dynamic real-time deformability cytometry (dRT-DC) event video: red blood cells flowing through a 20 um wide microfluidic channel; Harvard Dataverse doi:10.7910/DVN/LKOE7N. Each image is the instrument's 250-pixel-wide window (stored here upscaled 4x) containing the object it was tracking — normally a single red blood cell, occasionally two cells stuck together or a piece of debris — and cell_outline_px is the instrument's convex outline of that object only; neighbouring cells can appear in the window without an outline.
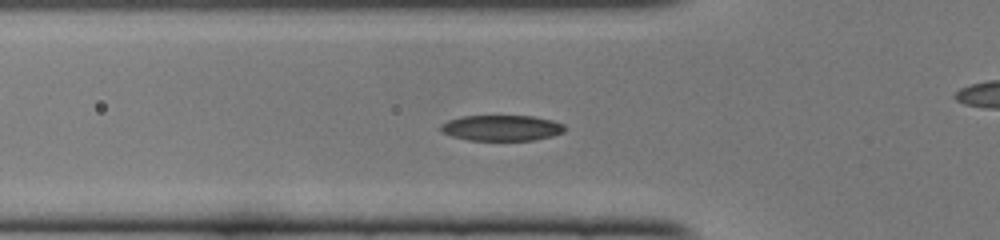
{"species": "common noctule bat (a hibernating species)", "species_latin": "Nyctalus noctula", "temperature_condition": "cold", "stored_images_in_passage": 49, "camera_frame_rate_fps": 3000, "um_per_image_px": 0.085, "animal": {"sex": "female", "body_mass_g": 22.0, "forearm_length_mm": 56.7}, "frame": {"image": 1, "passage_image": 16, "time_ms": 5.0, "image_size_px": [1000, 240], "cell_outline_px": [[564, 132], [552, 136], [532, 140], [468, 140], [452, 136], [440, 132], [440, 124], [448, 120], [460, 116], [532, 116], [552, 120], [564, 124]], "centroid_in_image_um": [42.6, 10.87], "position_along_channel_um": 83.2, "area_um2": 18.61}}
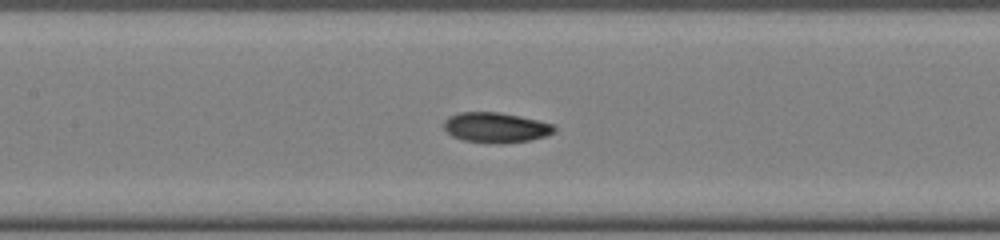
{"frame": {"image": 2, "passage_image": 22, "time_ms": 7.0, "image_size_px": [1000, 240], "cell_outline_px": [[556, 132], [548, 136], [528, 140], [504, 144], [488, 144], [464, 140], [452, 136], [444, 128], [444, 120], [448, 116], [460, 112], [496, 112], [520, 116], [552, 124], [556, 128]], "centroid_in_image_um": [42.14, 10.85], "position_along_channel_um": 165.3, "area_um2": 19.59}}
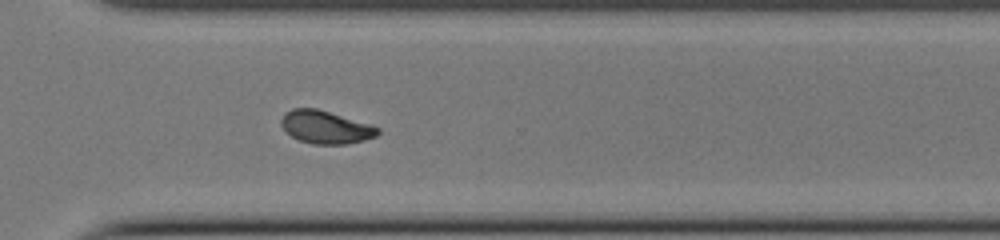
{"frame": {"image": 3, "passage_image": 35, "time_ms": 11.333, "image_size_px": [1000, 240], "cell_outline_px": [[380, 132], [376, 136], [364, 140], [348, 144], [312, 144], [300, 140], [292, 136], [280, 124], [280, 120], [284, 112], [292, 108], [316, 108], [372, 124], [380, 128]], "centroid_in_image_um": [27.69, 10.8], "position_along_channel_um": 342.9, "area_um2": 18.61}, "authors_computed_cell_mechanics": {"area_um2": 18.8428, "velocity_mm_per_s": 4.092, "shape_relaxation_time_tau1_ms": 3.7833, "shape_relaxation_time_tau2_ms": 1.6706, "deformation_change_tau1": 0.1629, "deformation_change_tau2": 0.0618}}